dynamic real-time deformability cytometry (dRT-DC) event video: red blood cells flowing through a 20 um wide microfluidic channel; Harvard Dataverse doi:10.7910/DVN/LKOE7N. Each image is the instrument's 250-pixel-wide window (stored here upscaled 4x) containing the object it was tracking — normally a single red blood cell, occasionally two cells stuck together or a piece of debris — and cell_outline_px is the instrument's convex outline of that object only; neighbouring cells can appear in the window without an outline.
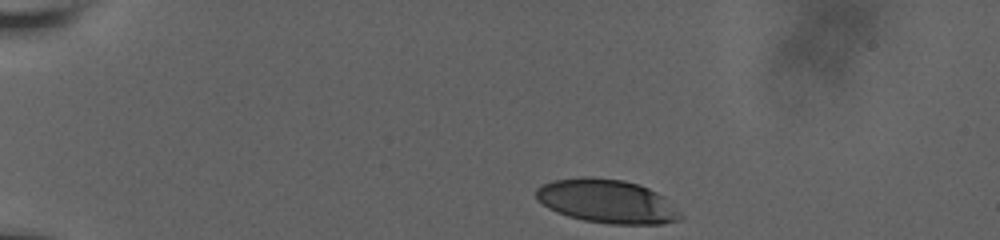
{"species": "human", "species_latin": "Homo sapiens", "temperature_condition": "room temperature", "stored_images_in_passage": 38, "camera_frame_rate_fps": 3000, "um_per_image_px": 0.085, "donor": {"sex": "male"}, "frame": {"image": 1, "passage_image": 1, "time_ms": 0.0, "image_size_px": [1000, 240], "cell_outline_px": [[684, 220], [660, 224], [608, 224], [584, 220], [568, 216], [556, 212], [548, 208], [536, 200], [536, 188], [544, 184], [556, 180], [580, 176], [592, 176], [624, 180], [640, 184], [664, 196], [684, 216]], "centroid_in_image_um": [51.62, 17.11], "position_along_channel_um": 33.4, "area_um2": 37.17}}
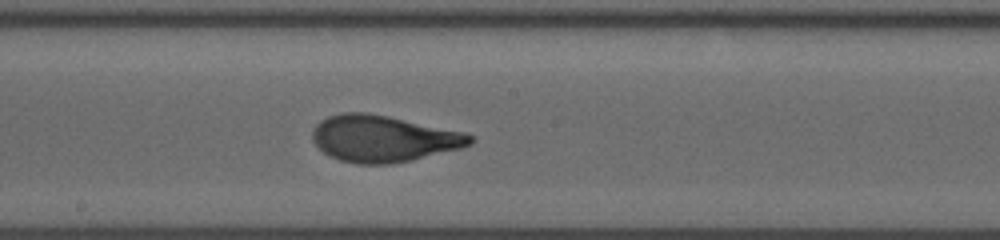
{"frame": {"image": 2, "passage_image": 22, "time_ms": 7.0, "image_size_px": [1000, 240], "cell_outline_px": [[476, 140], [472, 144], [460, 148], [412, 160], [388, 164], [360, 164], [340, 160], [324, 152], [312, 140], [312, 132], [316, 124], [320, 120], [328, 116], [340, 112], [368, 112], [388, 116], [464, 132], [472, 136]], "centroid_in_image_um": [32.57, 11.77], "position_along_channel_um": 215.6, "area_um2": 42.66}}
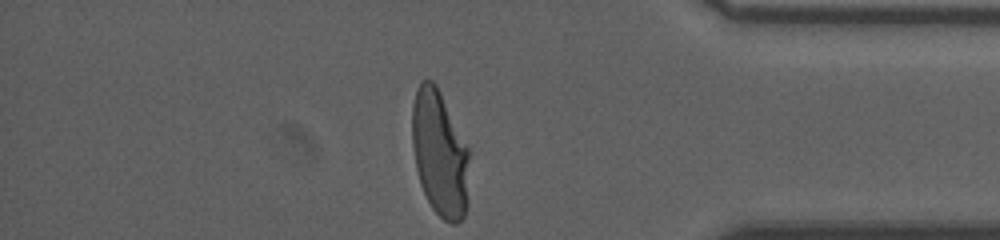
{"frame": {"image": 3, "passage_image": 38, "time_ms": 12.333, "image_size_px": [1000, 240], "cell_outline_px": [[472, 152], [468, 204], [464, 216], [456, 224], [452, 224], [444, 220], [432, 208], [420, 184], [416, 168], [412, 144], [412, 104], [416, 88], [420, 80], [432, 80], [436, 84]], "centroid_in_image_um": [37.42, 13.05], "position_along_channel_um": 397.8, "area_um2": 43.18}, "authors_computed_cell_mechanics": {"area_um2": 41.8761, "velocity_mm_per_s": 3.7897, "shape_relaxation_time_tau1_ms": 4.1992, "shape_relaxation_time_tau2_ms": null, "deformation_change_tau1": 0.2295, "deformation_change_tau2": null}}